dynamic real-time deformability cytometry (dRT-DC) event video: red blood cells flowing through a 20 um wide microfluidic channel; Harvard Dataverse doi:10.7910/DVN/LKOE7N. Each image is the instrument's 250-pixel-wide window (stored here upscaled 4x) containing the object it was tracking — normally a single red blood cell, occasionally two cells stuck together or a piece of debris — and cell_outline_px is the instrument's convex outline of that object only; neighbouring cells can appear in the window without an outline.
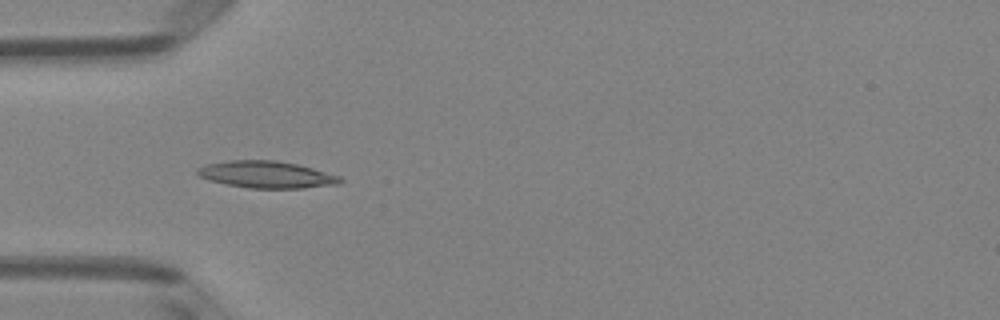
{"species": "Egyptian fruit bat (a non-hibernating species)", "species_latin": "Rousettus aegyptiacus", "temperature_condition": "room temperature", "stored_images_in_passage": 36, "camera_frame_rate_fps": 3000, "um_per_image_px": 0.085, "animal": {"sex": "female"}, "frame": {"image": 1, "passage_image": 1, "time_ms": 0.0, "image_size_px": [1000, 320], "cell_outline_px": [[344, 180], [336, 184], [304, 188], [248, 188], [208, 180], [200, 176], [196, 172], [196, 168], [204, 164], [228, 160], [276, 160], [296, 164], [312, 168], [340, 176]], "centroid_in_image_um": [22.61, 14.83], "position_along_channel_um": 62.4, "area_um2": 22.37}}
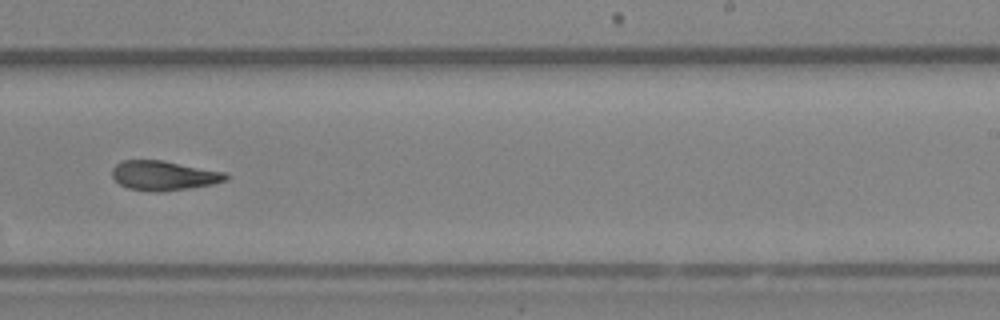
{"frame": {"image": 2, "passage_image": 17, "time_ms": 5.333, "image_size_px": [1000, 320], "cell_outline_px": [[228, 180], [212, 184], [164, 192], [156, 192], [128, 188], [120, 184], [112, 176], [112, 168], [116, 164], [124, 160], [160, 160], [224, 172], [228, 176]], "centroid_in_image_um": [13.9, 14.93], "position_along_channel_um": 275.1, "area_um2": 19.36}}
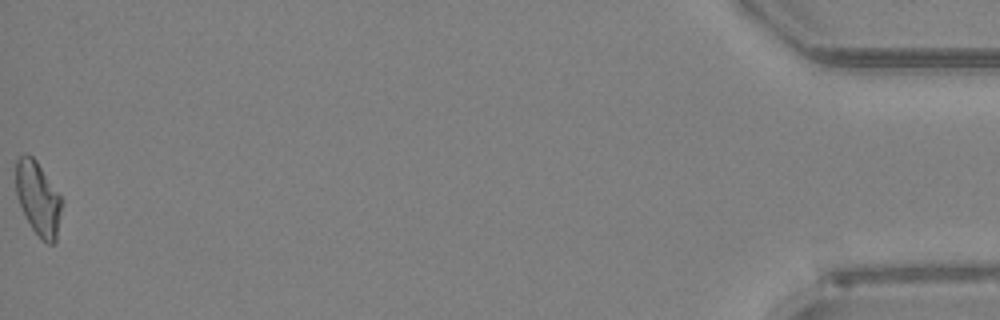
{"frame": {"image": 3, "passage_image": 36, "time_ms": 11.667, "image_size_px": [1000, 320], "cell_outline_px": [[60, 208], [56, 240], [52, 244], [48, 244], [32, 228], [24, 216], [16, 196], [16, 160], [24, 152], [32, 156], [36, 160], [60, 196]], "centroid_in_image_um": [3.18, 16.83], "position_along_channel_um": 432.0, "area_um2": 19.19}, "authors_computed_cell_mechanics": {"area_um2": 19.6809, "velocity_mm_per_s": 4.0249, "shape_relaxation_time_tau1_ms": null, "shape_relaxation_time_tau2_ms": 6.3679, "deformation_change_tau1": null, "deformation_change_tau2": 0.1437}}